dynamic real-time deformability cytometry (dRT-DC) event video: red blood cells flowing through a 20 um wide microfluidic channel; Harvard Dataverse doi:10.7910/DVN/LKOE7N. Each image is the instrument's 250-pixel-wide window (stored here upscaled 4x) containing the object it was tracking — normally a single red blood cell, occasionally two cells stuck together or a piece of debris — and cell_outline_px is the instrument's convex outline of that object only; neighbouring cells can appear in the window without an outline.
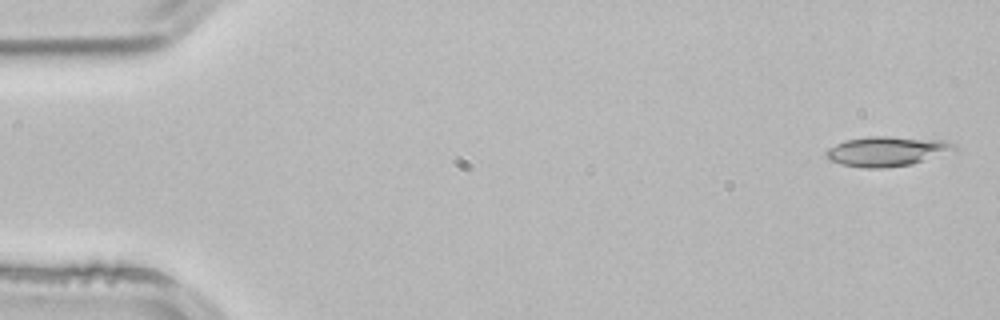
{"species": "common noctule bat (a hibernating species)", "species_latin": "Nyctalus noctula", "temperature_condition": "room temperature", "stored_images_in_passage": 3, "camera_frame_rate_fps": 3000, "um_per_image_px": 0.085, "animal": {"sex": "male", "body_mass_g": 21.5, "forearm_length_mm": 52.0}, "frame": {"image": 1, "passage_image": 1, "time_ms": 0.0, "image_size_px": [1000, 320], "cell_outline_px": [[956, 148], [924, 160], [912, 164], [884, 168], [864, 168], [840, 164], [828, 160], [824, 156], [824, 152], [828, 148], [836, 144], [848, 140], [868, 136], [888, 136], [944, 140], [952, 144]], "centroid_in_image_um": [75.27, 12.86], "position_along_channel_um": 9.7, "area_um2": 21.96}}